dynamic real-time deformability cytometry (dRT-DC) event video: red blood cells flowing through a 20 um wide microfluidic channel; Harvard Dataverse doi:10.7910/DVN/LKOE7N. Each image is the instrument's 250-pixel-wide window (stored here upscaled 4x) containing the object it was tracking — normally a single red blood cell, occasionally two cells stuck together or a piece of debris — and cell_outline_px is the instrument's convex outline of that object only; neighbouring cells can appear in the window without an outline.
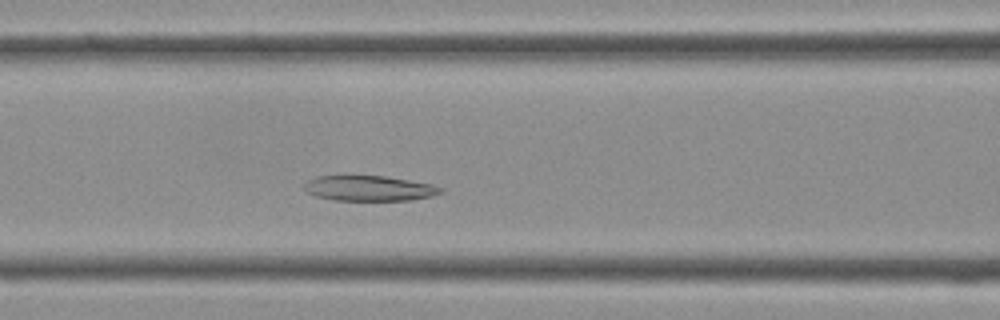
{"species": "Egyptian fruit bat (a non-hibernating species)", "species_latin": "Rousettus aegyptiacus", "temperature_condition": "cold", "stored_images_in_passage": 36, "camera_frame_rate_fps": 3000, "um_per_image_px": 0.085, "frame": {"image": 1, "passage_image": 12, "time_ms": 3.667, "image_size_px": [1000, 320], "cell_outline_px": [[444, 192], [432, 196], [412, 200], [332, 200], [316, 196], [304, 192], [304, 184], [308, 180], [316, 176], [336, 172], [384, 176], [432, 184], [444, 188]], "centroid_in_image_um": [31.28, 15.96], "position_along_channel_um": 135.3, "area_um2": 21.15}}
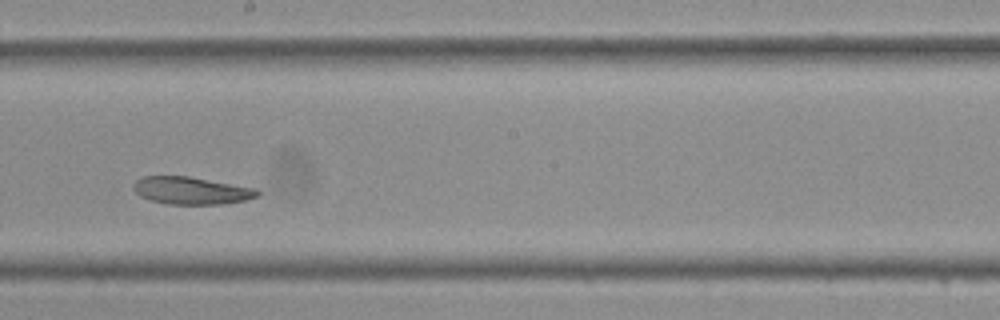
{"frame": {"image": 2, "passage_image": 18, "time_ms": 5.667, "image_size_px": [1000, 320], "cell_outline_px": [[260, 196], [244, 200], [224, 204], [168, 204], [152, 200], [140, 196], [132, 188], [132, 184], [136, 180], [144, 176], [188, 176], [256, 188], [260, 192]], "centroid_in_image_um": [16.27, 16.19], "position_along_channel_um": 231.9, "area_um2": 19.83}}
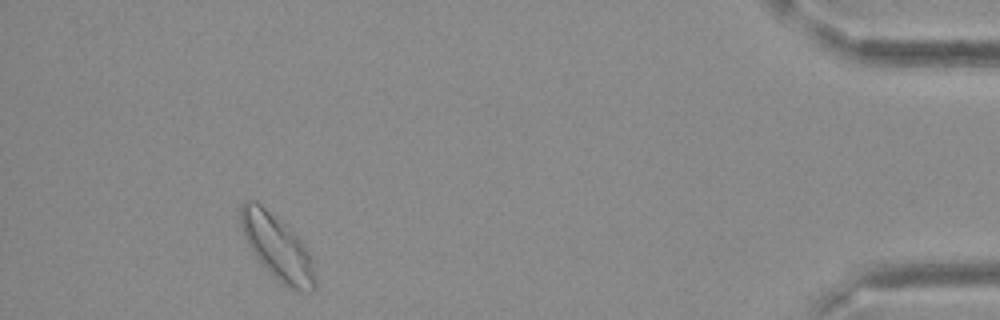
{"frame": {"image": 3, "passage_image": 33, "time_ms": 10.667, "image_size_px": [1000, 320], "cell_outline_px": [[316, 288], [308, 292], [300, 292], [288, 288], [252, 252], [244, 236], [240, 224], [240, 204], [244, 200], [256, 200], [284, 224], [300, 240], [308, 252], [312, 260], [316, 276]], "centroid_in_image_um": [23.57, 21.01], "position_along_channel_um": 411.6, "area_um2": 27.51}}